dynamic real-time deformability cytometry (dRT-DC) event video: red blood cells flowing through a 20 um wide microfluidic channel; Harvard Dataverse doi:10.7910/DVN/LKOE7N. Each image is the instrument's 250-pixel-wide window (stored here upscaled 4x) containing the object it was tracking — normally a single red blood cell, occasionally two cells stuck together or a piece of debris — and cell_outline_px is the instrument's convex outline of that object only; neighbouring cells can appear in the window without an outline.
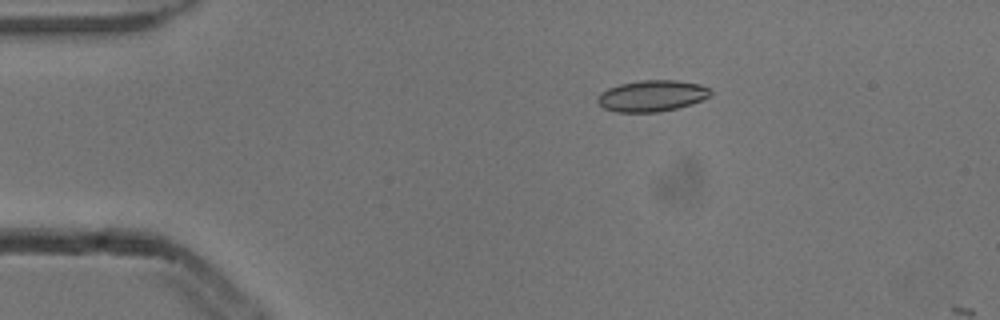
{"species": "common noctule bat (a hibernating species)", "species_latin": "Nyctalus noctula", "temperature_condition": "cold", "stored_images_in_passage": 4, "camera_frame_rate_fps": 3000, "um_per_image_px": 0.085, "animal": {"sex": "male", "body_mass_g": 13.3}, "frame": {"image": 1, "passage_image": 3, "time_ms": 0.667, "image_size_px": [1000, 320], "cell_outline_px": [[712, 92], [708, 96], [692, 104], [660, 112], [616, 112], [604, 108], [596, 100], [596, 96], [600, 92], [608, 88], [620, 84], [640, 80], [676, 80], [700, 84], [708, 88]], "centroid_in_image_um": [55.37, 8.14], "position_along_channel_um": 29.6, "area_um2": 20.58}}